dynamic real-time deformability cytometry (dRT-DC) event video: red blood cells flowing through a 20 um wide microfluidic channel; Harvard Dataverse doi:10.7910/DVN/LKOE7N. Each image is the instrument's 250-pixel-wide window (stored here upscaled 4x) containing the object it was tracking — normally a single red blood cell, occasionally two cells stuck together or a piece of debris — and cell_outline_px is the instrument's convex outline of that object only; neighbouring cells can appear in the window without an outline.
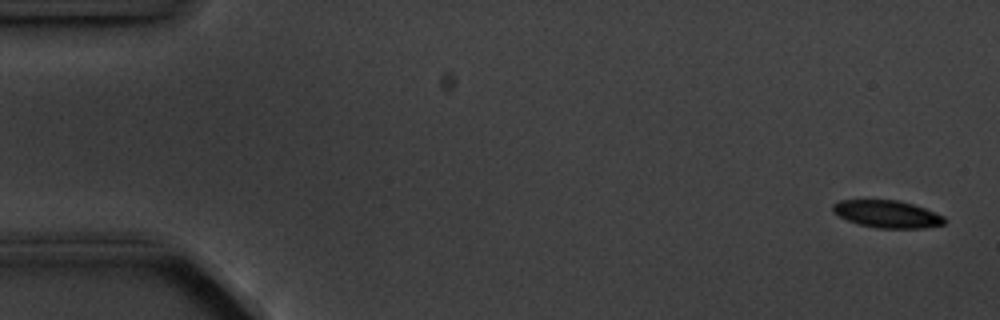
{"species": "common noctule bat (a hibernating species)", "species_latin": "Nyctalus noctula", "temperature_condition": "cold", "stored_images_in_passage": 10, "camera_frame_rate_fps": 3000, "um_per_image_px": 0.085, "animal": {"sex": "male", "body_mass_g": 20.1, "forearm_length_mm": 53.5}, "frame": {"image": 1, "passage_image": 1, "time_ms": 0.0, "image_size_px": [1000, 320], "cell_outline_px": [[948, 220], [944, 224], [928, 228], [876, 228], [860, 224], [848, 220], [832, 212], [832, 204], [840, 200], [896, 200], [912, 204], [924, 208], [944, 216]], "centroid_in_image_um": [75.43, 18.2], "position_along_channel_um": 9.6, "area_um2": 17.8}}
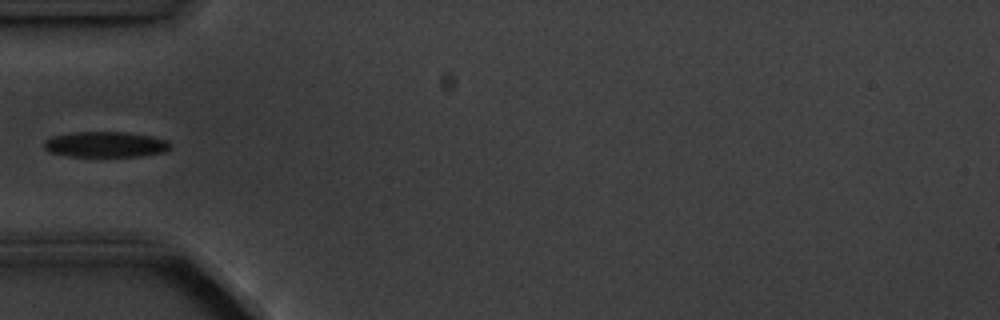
{"frame": {"image": 2, "passage_image": 5, "time_ms": 5.333, "image_size_px": [1000, 320], "cell_outline_px": [[172, 148], [164, 152], [140, 156], [64, 156], [48, 152], [44, 148], [44, 140], [52, 136], [76, 132], [124, 132], [152, 136], [168, 140], [172, 144]], "centroid_in_image_um": [8.98, 12.28], "position_along_channel_um": 76.0, "area_um2": 19.02}}
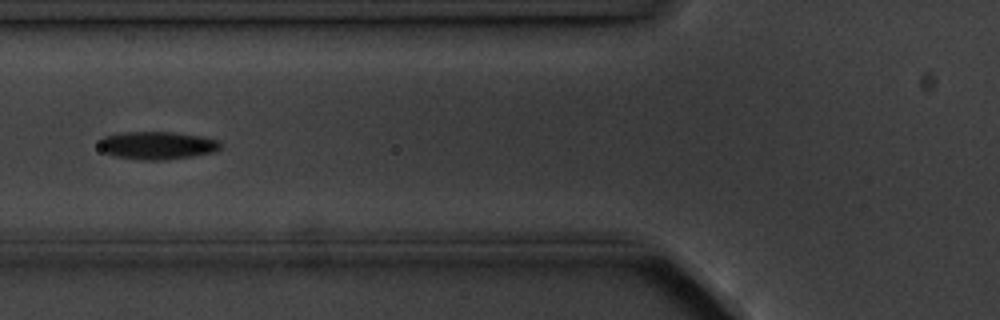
{"frame": {"image": 3, "passage_image": 6, "time_ms": 6.333, "image_size_px": [1000, 320], "cell_outline_px": [[220, 148], [216, 152], [192, 156], [164, 160], [144, 160], [112, 156], [104, 152], [100, 148], [100, 140], [104, 136], [120, 132], [172, 132], [200, 136], [216, 140], [220, 144]], "centroid_in_image_um": [13.33, 12.36], "position_along_channel_um": 112.5, "area_um2": 19.65}}